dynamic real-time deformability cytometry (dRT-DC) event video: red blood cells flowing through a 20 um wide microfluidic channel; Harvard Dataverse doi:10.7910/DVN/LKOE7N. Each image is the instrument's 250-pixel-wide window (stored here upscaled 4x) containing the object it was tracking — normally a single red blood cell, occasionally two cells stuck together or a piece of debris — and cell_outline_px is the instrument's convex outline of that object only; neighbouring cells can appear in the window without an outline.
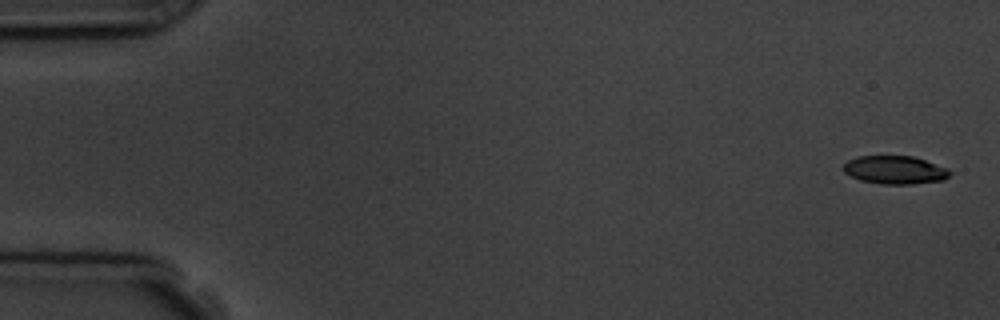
{"species": "common noctule bat (a hibernating species)", "species_latin": "Nyctalus noctula", "temperature_condition": "room temperature", "stored_images_in_passage": 6, "camera_frame_rate_fps": 3000, "um_per_image_px": 0.085, "animal": {"sex": "male", "body_mass_g": 19.5, "forearm_length_mm": 54.6}, "frame": {"image": 1, "passage_image": 1, "time_ms": 0.0, "image_size_px": [1000, 320], "cell_outline_px": [[952, 172], [944, 180], [912, 184], [880, 184], [860, 180], [844, 172], [844, 164], [848, 160], [856, 156], [912, 156], [948, 168]], "centroid_in_image_um": [76.07, 14.44], "position_along_channel_um": 8.9, "area_um2": 17.46}}
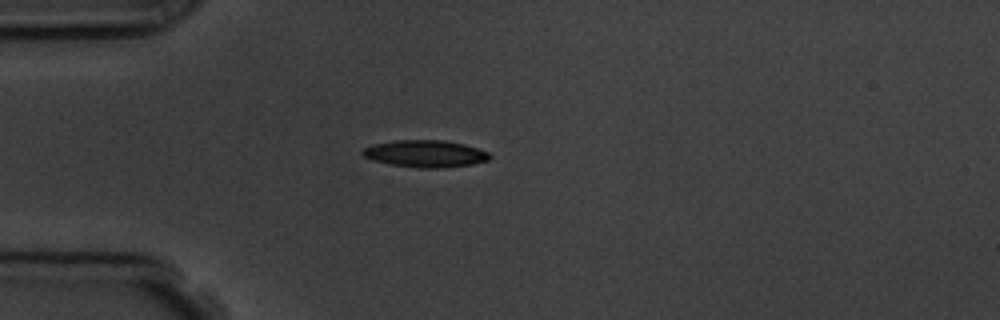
{"frame": {"image": 2, "passage_image": 4, "time_ms": 4.333, "image_size_px": [1000, 320], "cell_outline_px": [[492, 156], [488, 160], [472, 164], [444, 168], [420, 168], [388, 164], [372, 160], [364, 156], [360, 152], [364, 148], [372, 144], [392, 140], [444, 140], [464, 144], [488, 152]], "centroid_in_image_um": [36.12, 13.06], "position_along_channel_um": 48.9, "area_um2": 20.17}}